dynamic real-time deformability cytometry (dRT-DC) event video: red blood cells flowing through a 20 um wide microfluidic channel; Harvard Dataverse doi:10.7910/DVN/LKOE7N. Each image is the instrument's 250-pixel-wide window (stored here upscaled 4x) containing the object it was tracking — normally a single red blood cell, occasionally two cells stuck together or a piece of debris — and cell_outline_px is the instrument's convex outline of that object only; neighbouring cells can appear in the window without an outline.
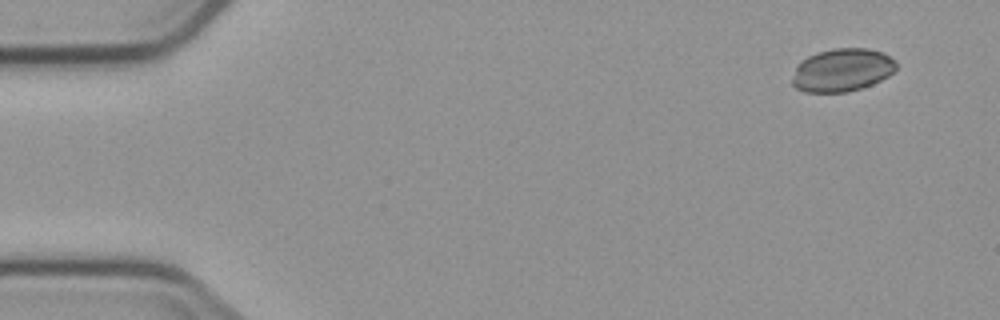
{"species": "common noctule bat (a hibernating species)", "species_latin": "Nyctalus noctula", "temperature_condition": "cold", "stored_images_in_passage": 6, "camera_frame_rate_fps": 3000, "um_per_image_px": 0.085, "animal": {"sex": "male", "body_mass_g": 23.1, "forearm_length_mm": 52.7}, "frame": {"image": 1, "passage_image": 1, "time_ms": 0.0, "image_size_px": [1000, 320], "cell_outline_px": [[896, 68], [888, 76], [872, 84], [848, 92], [804, 92], [796, 88], [792, 84], [792, 80], [796, 68], [800, 60], [816, 52], [832, 48], [868, 48], [884, 52], [896, 64]], "centroid_in_image_um": [71.55, 5.94], "position_along_channel_um": 13.4, "area_um2": 26.07}}
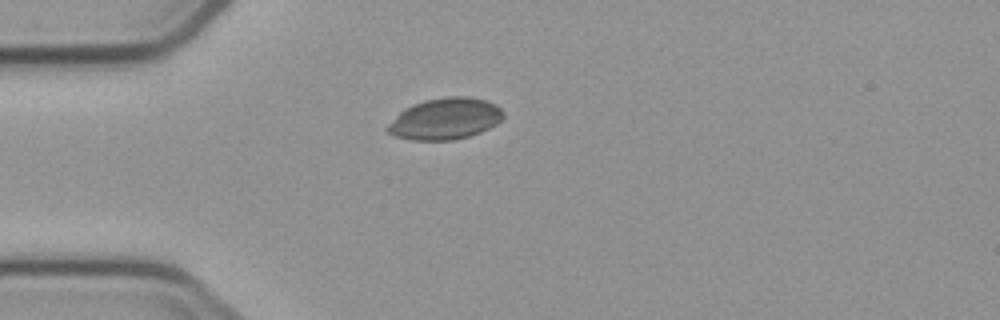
{"frame": {"image": 2, "passage_image": 4, "time_ms": 3.667, "image_size_px": [1000, 320], "cell_outline_px": [[504, 116], [496, 124], [480, 132], [468, 136], [452, 140], [412, 140], [396, 136], [388, 132], [384, 128], [404, 108], [412, 104], [424, 100], [448, 96], [468, 96], [488, 100], [496, 104], [504, 112]], "centroid_in_image_um": [37.84, 10.08], "position_along_channel_um": 47.2, "area_um2": 28.03}}
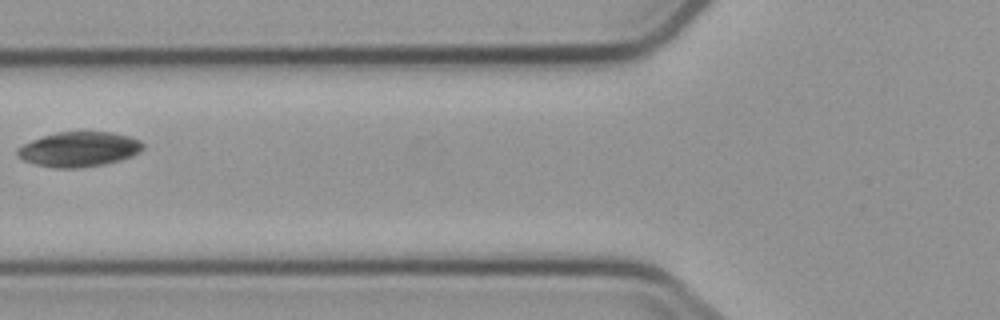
{"frame": {"image": 3, "passage_image": 6, "time_ms": 6.0, "image_size_px": [1000, 320], "cell_outline_px": [[144, 148], [140, 152], [132, 156], [120, 160], [104, 164], [76, 168], [56, 168], [36, 164], [24, 160], [16, 152], [16, 148], [32, 140], [56, 132], [112, 132], [128, 136], [140, 140], [144, 144]], "centroid_in_image_um": [6.74, 12.68], "position_along_channel_um": 119.1, "area_um2": 25.37}}